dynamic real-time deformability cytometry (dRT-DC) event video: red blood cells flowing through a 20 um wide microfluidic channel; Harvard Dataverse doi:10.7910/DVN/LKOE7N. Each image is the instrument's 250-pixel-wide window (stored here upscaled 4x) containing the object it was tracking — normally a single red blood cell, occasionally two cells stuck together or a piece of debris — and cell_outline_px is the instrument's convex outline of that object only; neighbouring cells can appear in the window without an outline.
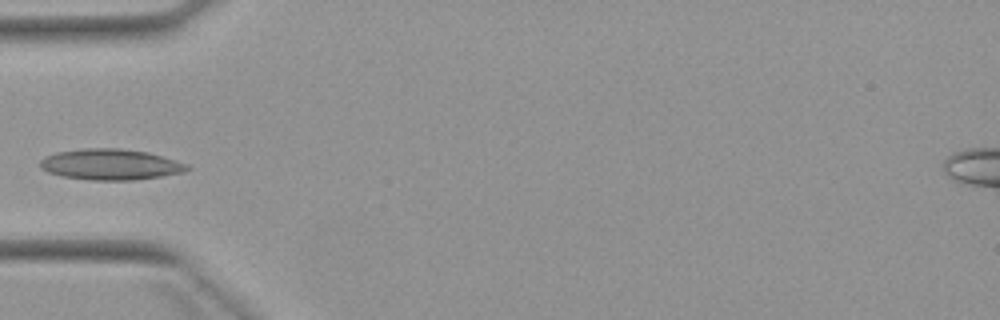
{"species": "Egyptian fruit bat (a non-hibernating species)", "species_latin": "Rousettus aegyptiacus", "temperature_condition": "warm", "stored_images_in_passage": 4, "camera_frame_rate_fps": 3000, "um_per_image_px": 0.085, "animal": {"sex": "female"}, "frame": {"image": 1, "passage_image": 3, "time_ms": 2.333, "image_size_px": [1000, 320], "cell_outline_px": [[192, 168], [184, 172], [160, 176], [132, 180], [92, 180], [60, 176], [48, 172], [40, 168], [40, 160], [44, 156], [56, 152], [84, 148], [120, 148], [148, 152], [188, 164]], "centroid_in_image_um": [9.37, 13.97], "position_along_channel_um": 75.6, "area_um2": 26.53}}
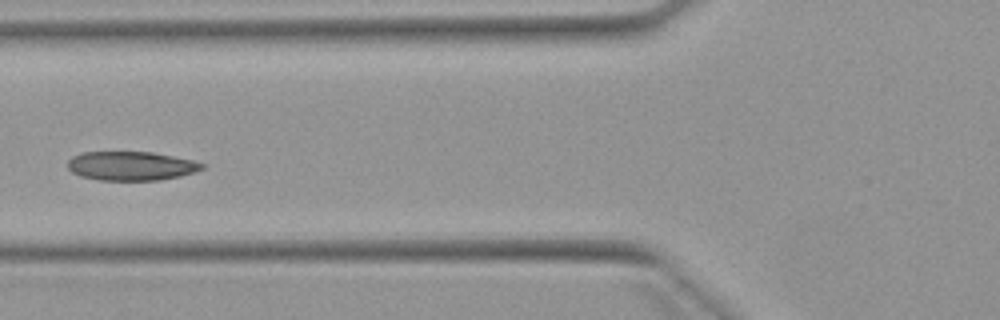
{"frame": {"image": 2, "passage_image": 4, "time_ms": 3.333, "image_size_px": [1000, 320], "cell_outline_px": [[204, 168], [180, 176], [160, 180], [100, 180], [80, 176], [72, 172], [68, 168], [68, 160], [72, 156], [80, 152], [152, 152], [192, 160], [204, 164]], "centroid_in_image_um": [11.1, 14.1], "position_along_channel_um": 114.7, "area_um2": 22.6}}